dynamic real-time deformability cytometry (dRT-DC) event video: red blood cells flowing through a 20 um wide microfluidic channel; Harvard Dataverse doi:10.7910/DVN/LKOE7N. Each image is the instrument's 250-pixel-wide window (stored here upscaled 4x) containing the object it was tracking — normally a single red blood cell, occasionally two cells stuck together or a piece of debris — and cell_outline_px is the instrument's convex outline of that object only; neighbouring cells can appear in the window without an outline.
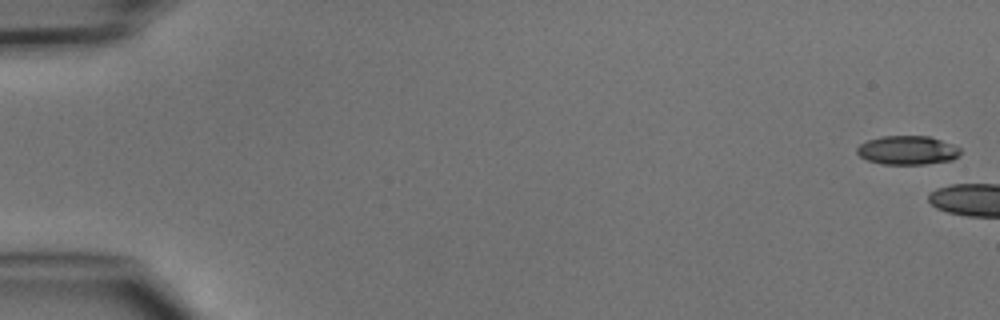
{"species": "common noctule bat (a hibernating species)", "species_latin": "Nyctalus noctula", "temperature_condition": "cold", "stored_images_in_passage": 6, "camera_frame_rate_fps": 3000, "um_per_image_px": 0.085, "animal": {"sex": "male", "body_mass_g": 15.6}, "frame": {"image": 1, "passage_image": 1, "time_ms": 0.0, "image_size_px": [1000, 320], "cell_outline_px": [[960, 152], [952, 160], [924, 164], [880, 164], [868, 160], [860, 156], [856, 152], [856, 148], [860, 144], [868, 140], [880, 136], [928, 136], [952, 144], [960, 148]], "centroid_in_image_um": [77.1, 12.77], "position_along_channel_um": 7.9, "area_um2": 17.28}}